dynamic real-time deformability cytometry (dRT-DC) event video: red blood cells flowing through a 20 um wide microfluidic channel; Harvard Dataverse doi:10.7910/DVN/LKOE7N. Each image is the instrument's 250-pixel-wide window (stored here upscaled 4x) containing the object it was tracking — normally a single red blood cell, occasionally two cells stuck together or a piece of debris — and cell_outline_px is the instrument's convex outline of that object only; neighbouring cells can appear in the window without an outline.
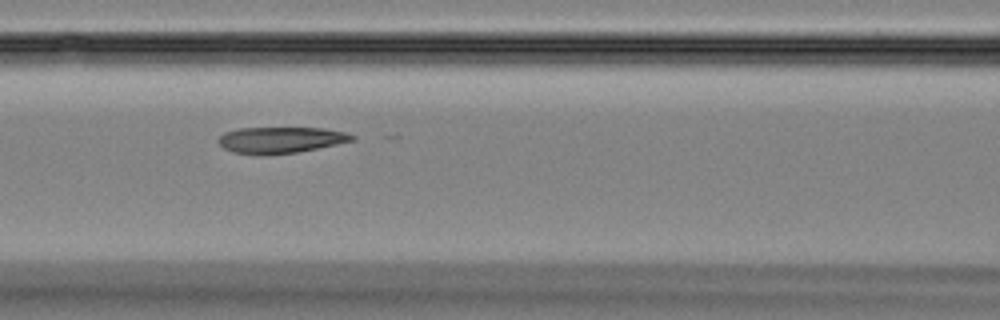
{"species": "Egyptian fruit bat (a non-hibernating species)", "species_latin": "Rousettus aegyptiacus", "temperature_condition": "room temperature", "stored_images_in_passage": 49, "camera_frame_rate_fps": 3000, "um_per_image_px": 0.085, "animal": {"sex": "female"}, "frame": {"image": 1, "passage_image": 23, "time_ms": 7.333, "image_size_px": [1000, 320], "cell_outline_px": [[356, 140], [296, 152], [264, 156], [256, 156], [232, 152], [224, 148], [216, 140], [224, 132], [240, 128], [324, 128], [344, 132], [356, 136]], "centroid_in_image_um": [23.81, 11.91], "position_along_channel_um": 142.8, "area_um2": 20.63}}
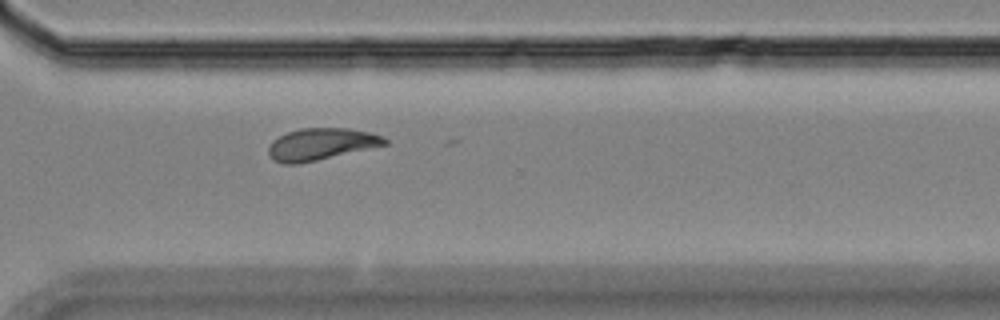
{"frame": {"image": 2, "passage_image": 39, "time_ms": 12.667, "image_size_px": [1000, 320], "cell_outline_px": [[388, 144], [300, 164], [284, 164], [272, 160], [268, 156], [268, 148], [272, 140], [288, 132], [300, 128], [348, 128], [368, 132], [384, 136], [388, 140]], "centroid_in_image_um": [27.26, 12.26], "position_along_channel_um": 343.3, "area_um2": 21.68}}
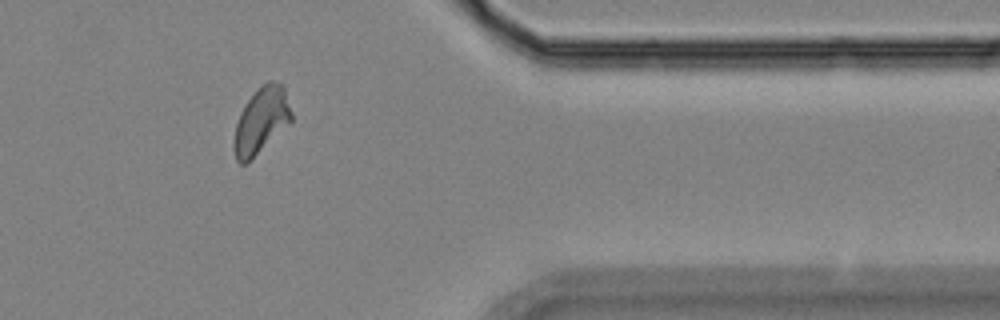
{"frame": {"image": 3, "passage_image": 44, "time_ms": 14.333, "image_size_px": [1000, 320], "cell_outline_px": [[292, 120], [288, 124], [244, 164], [240, 164], [236, 160], [232, 148], [232, 144], [236, 124], [240, 112], [244, 104], [268, 80], [272, 80], [280, 84], [284, 88], [292, 112]], "centroid_in_image_um": [22.17, 10.24], "position_along_channel_um": 389.2, "area_um2": 21.5}}